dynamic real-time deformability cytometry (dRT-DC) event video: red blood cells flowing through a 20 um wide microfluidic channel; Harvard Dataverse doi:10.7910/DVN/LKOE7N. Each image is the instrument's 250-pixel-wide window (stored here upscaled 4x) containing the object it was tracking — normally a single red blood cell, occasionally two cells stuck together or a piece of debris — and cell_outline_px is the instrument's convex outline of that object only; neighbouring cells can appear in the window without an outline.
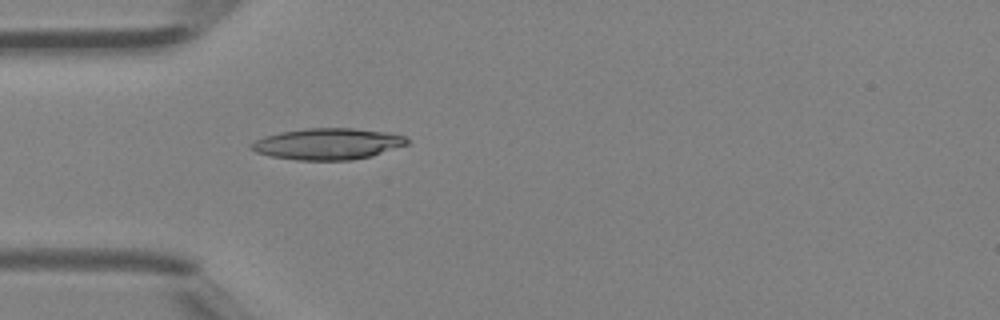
{"species": "Egyptian fruit bat (a non-hibernating species)", "species_latin": "Rousettus aegyptiacus", "temperature_condition": "room temperature", "stored_images_in_passage": 4, "camera_frame_rate_fps": 3000, "um_per_image_px": 0.085, "animal": {"sex": "female"}, "frame": {"image": 1, "passage_image": 4, "time_ms": 1.0, "image_size_px": [1000, 320], "cell_outline_px": [[408, 144], [372, 156], [352, 160], [296, 160], [272, 156], [256, 152], [248, 148], [248, 144], [264, 136], [280, 132], [304, 128], [352, 128], [384, 132], [404, 136], [408, 140]], "centroid_in_image_um": [27.81, 12.23], "position_along_channel_um": 57.2, "area_um2": 28.44}}